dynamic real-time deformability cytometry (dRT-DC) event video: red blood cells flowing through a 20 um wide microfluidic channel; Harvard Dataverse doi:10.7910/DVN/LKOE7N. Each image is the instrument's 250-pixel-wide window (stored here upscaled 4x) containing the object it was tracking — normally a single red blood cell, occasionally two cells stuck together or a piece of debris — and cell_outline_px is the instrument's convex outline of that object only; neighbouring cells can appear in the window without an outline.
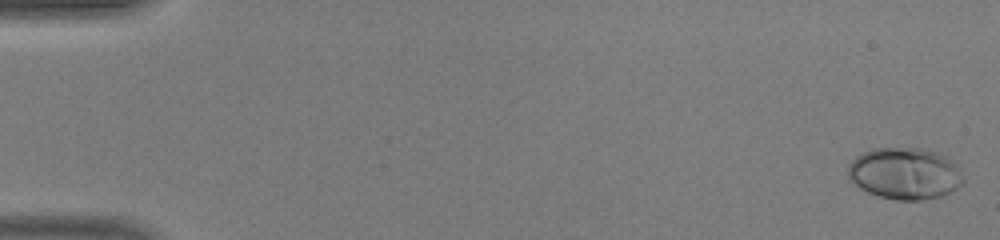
{"species": "human", "species_latin": "Homo sapiens", "temperature_condition": "warm", "stored_images_in_passage": 46, "camera_frame_rate_fps": 3000, "um_per_image_px": 0.085, "donor": {"sex": "male"}, "frame": {"image": 1, "passage_image": 1, "time_ms": 0.0, "image_size_px": [1000, 240], "cell_outline_px": [[964, 184], [940, 196], [920, 200], [896, 200], [880, 196], [868, 192], [860, 188], [848, 180], [848, 164], [856, 156], [872, 148], [924, 148], [948, 156], [956, 164], [964, 180]], "centroid_in_image_um": [76.9, 14.73], "position_along_channel_um": 8.1, "area_um2": 34.91}}
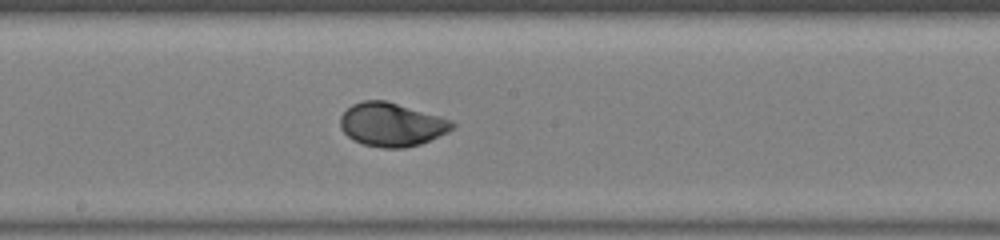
{"frame": {"image": 2, "passage_image": 26, "time_ms": 8.333, "image_size_px": [1000, 240], "cell_outline_px": [[456, 124], [448, 132], [420, 144], [404, 148], [380, 148], [364, 144], [352, 140], [340, 128], [340, 116], [352, 104], [364, 100], [384, 100], [440, 116], [452, 120]], "centroid_in_image_um": [33.27, 10.59], "position_along_channel_um": 214.9, "area_um2": 28.38}}
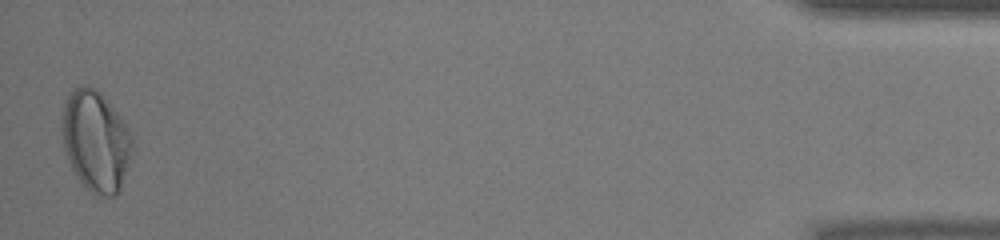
{"frame": {"image": 3, "passage_image": 46, "time_ms": 15.0, "image_size_px": [1000, 240], "cell_outline_px": [[132, 148], [128, 164], [120, 188], [116, 196], [96, 196], [88, 192], [72, 168], [68, 160], [64, 148], [64, 104], [68, 92], [72, 88], [80, 84], [84, 84], [100, 92], [124, 120], [128, 128], [132, 140]], "centroid_in_image_um": [8.15, 11.99], "position_along_channel_um": 427.1, "area_um2": 40.92}, "authors_computed_cell_mechanics": {"area_um2": 29.3046, "velocity_mm_per_s": 4.4837, "shape_relaxation_time_tau1_ms": 2.3382, "shape_relaxation_time_tau2_ms": null, "deformation_change_tau1": 0.1743, "deformation_change_tau2": null}}